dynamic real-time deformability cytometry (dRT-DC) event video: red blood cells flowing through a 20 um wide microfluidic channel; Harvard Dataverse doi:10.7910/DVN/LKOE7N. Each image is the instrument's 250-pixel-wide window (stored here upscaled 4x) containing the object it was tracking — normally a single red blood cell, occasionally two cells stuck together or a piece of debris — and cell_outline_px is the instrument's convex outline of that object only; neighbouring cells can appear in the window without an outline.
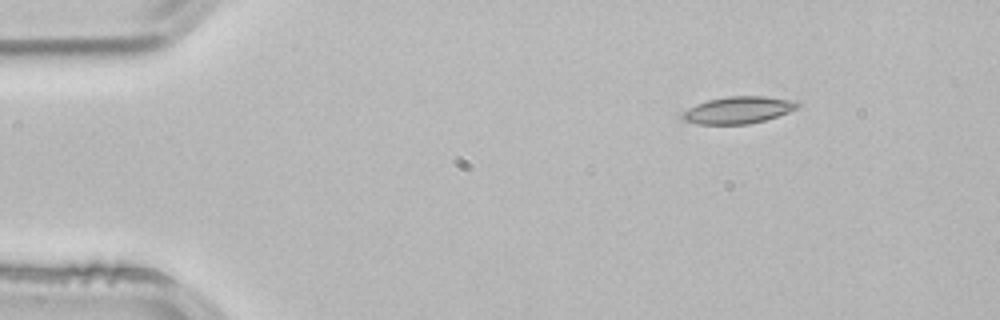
{"species": "common noctule bat (a hibernating species)", "species_latin": "Nyctalus noctula", "temperature_condition": "room temperature", "stored_images_in_passage": 3, "camera_frame_rate_fps": 3000, "um_per_image_px": 0.085, "animal": {"sex": "male", "body_mass_g": 21.5, "forearm_length_mm": 52.0}, "frame": {"image": 1, "passage_image": 1, "time_ms": 0.0, "image_size_px": [1000, 320], "cell_outline_px": [[800, 104], [796, 108], [788, 112], [764, 120], [748, 124], [696, 124], [684, 120], [676, 112], [696, 104], [708, 100], [728, 96], [764, 96], [796, 100]], "centroid_in_image_um": [62.67, 9.35], "position_along_channel_um": 22.3, "area_um2": 18.32}}
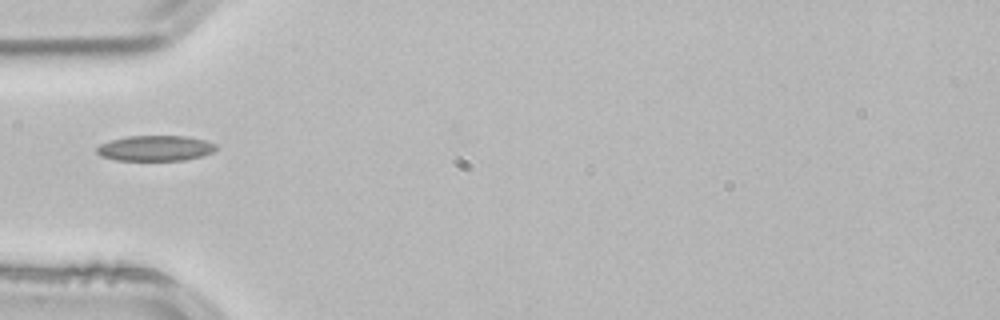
{"frame": {"image": 2, "passage_image": 3, "time_ms": 0.667, "image_size_px": [1000, 320], "cell_outline_px": [[216, 148], [212, 152], [200, 156], [184, 160], [116, 160], [100, 156], [96, 152], [96, 148], [100, 144], [108, 140], [128, 136], [188, 136], [204, 140], [216, 144]], "centroid_in_image_um": [13.16, 12.59], "position_along_channel_um": 71.8, "area_um2": 17.69}}